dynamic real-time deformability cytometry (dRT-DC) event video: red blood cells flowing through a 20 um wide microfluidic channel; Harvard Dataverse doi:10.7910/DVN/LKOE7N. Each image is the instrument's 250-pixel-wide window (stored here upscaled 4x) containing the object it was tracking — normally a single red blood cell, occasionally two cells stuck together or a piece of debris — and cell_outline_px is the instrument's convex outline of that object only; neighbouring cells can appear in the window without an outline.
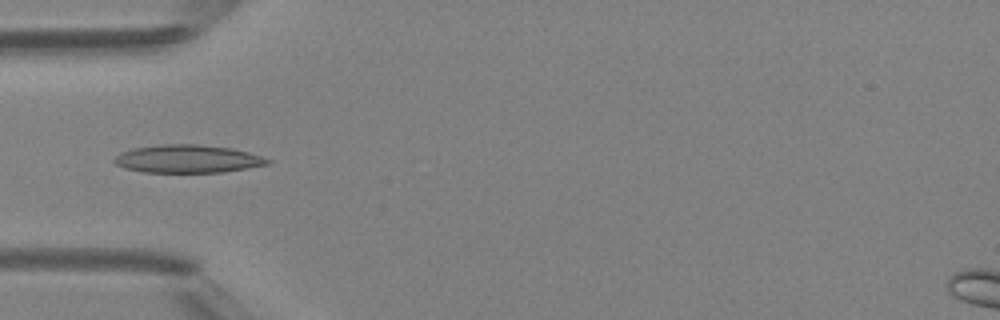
{"species": "Egyptian fruit bat (a non-hibernating species)", "species_latin": "Rousettus aegyptiacus", "temperature_condition": "room temperature", "stored_images_in_passage": 5, "camera_frame_rate_fps": 3000, "um_per_image_px": 0.085, "animal": {"sex": "female"}, "frame": {"image": 1, "passage_image": 4, "time_ms": 3.667, "image_size_px": [1000, 320], "cell_outline_px": [[272, 164], [224, 172], [144, 172], [124, 168], [116, 164], [112, 160], [120, 152], [136, 148], [160, 144], [196, 144], [232, 148], [248, 152], [272, 160]], "centroid_in_image_um": [15.98, 13.5], "position_along_channel_um": 69.0, "area_um2": 25.03}}
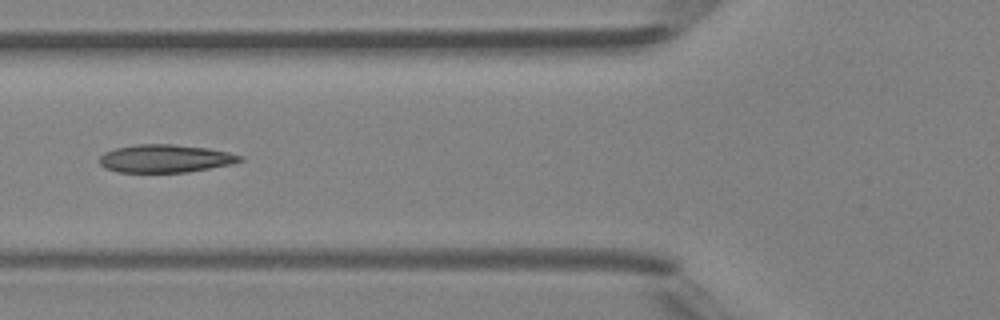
{"frame": {"image": 2, "passage_image": 5, "time_ms": 4.667, "image_size_px": [1000, 320], "cell_outline_px": [[244, 160], [232, 164], [188, 172], [116, 172], [104, 168], [100, 164], [100, 156], [104, 152], [116, 148], [136, 144], [172, 144], [208, 148], [228, 152], [244, 156]], "centroid_in_image_um": [14.06, 13.47], "position_along_channel_um": 111.7, "area_um2": 23.0}}